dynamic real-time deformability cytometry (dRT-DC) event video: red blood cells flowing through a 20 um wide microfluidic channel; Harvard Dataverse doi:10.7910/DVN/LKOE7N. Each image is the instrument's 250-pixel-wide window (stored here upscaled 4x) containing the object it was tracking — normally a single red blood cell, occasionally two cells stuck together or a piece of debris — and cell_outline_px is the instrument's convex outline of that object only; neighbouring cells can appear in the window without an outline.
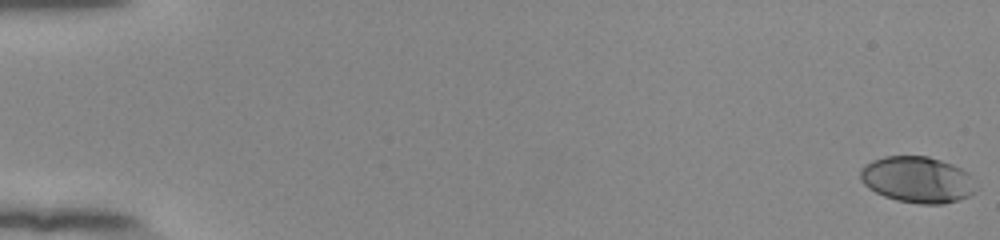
{"species": "human", "species_latin": "Homo sapiens", "temperature_condition": "room temperature", "stored_images_in_passage": 55, "camera_frame_rate_fps": 3000, "um_per_image_px": 0.085, "donor": {"sex": "female"}, "frame": {"image": 1, "passage_image": 1, "time_ms": 0.0, "image_size_px": [1000, 240], "cell_outline_px": [[980, 188], [968, 196], [960, 200], [944, 204], [920, 204], [896, 200], [884, 196], [868, 188], [860, 180], [860, 172], [864, 164], [872, 160], [884, 156], [928, 156], [952, 164], [968, 172]], "centroid_in_image_um": [78.0, 15.27], "position_along_channel_um": 7.0, "area_um2": 31.56}}
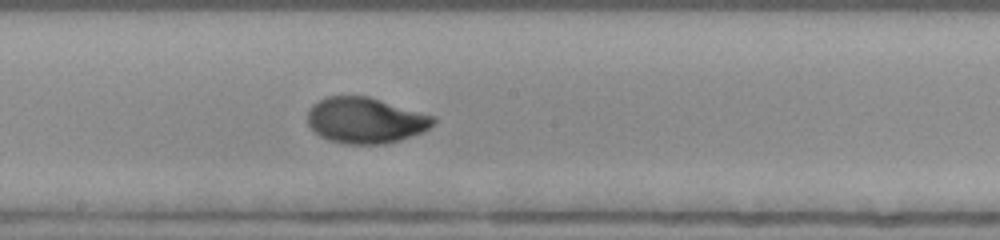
{"frame": {"image": 2, "passage_image": 32, "time_ms": 10.333, "image_size_px": [1000, 240], "cell_outline_px": [[436, 120], [428, 128], [420, 132], [400, 140], [384, 144], [344, 144], [328, 140], [320, 136], [308, 124], [308, 108], [312, 104], [328, 96], [368, 96], [436, 116]], "centroid_in_image_um": [31.05, 10.23], "position_along_channel_um": 217.2, "area_um2": 33.58}}
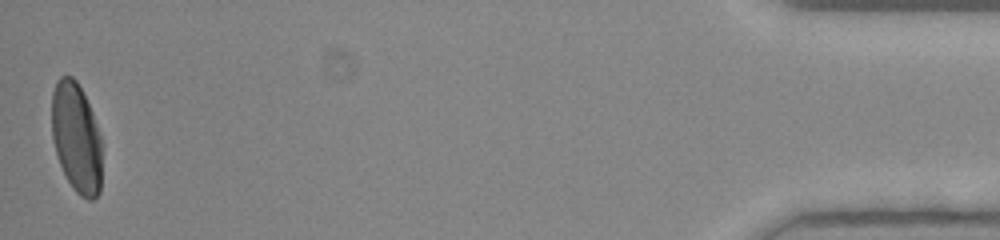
{"frame": {"image": 3, "passage_image": 55, "time_ms": 18.0, "image_size_px": [1000, 240], "cell_outline_px": [[100, 192], [92, 200], [88, 200], [80, 196], [72, 188], [60, 164], [52, 140], [52, 92], [56, 80], [60, 76], [72, 76], [76, 80], [92, 112], [100, 136]], "centroid_in_image_um": [6.46, 11.7], "position_along_channel_um": 428.7, "area_um2": 31.85}, "authors_computed_cell_mechanics": {"area_um2": 32.1368, "velocity_mm_per_s": 3.8625, "shape_relaxation_time_tau1_ms": 4.6511, "shape_relaxation_time_tau2_ms": null, "deformation_change_tau1": 0.1982, "deformation_change_tau2": null}}